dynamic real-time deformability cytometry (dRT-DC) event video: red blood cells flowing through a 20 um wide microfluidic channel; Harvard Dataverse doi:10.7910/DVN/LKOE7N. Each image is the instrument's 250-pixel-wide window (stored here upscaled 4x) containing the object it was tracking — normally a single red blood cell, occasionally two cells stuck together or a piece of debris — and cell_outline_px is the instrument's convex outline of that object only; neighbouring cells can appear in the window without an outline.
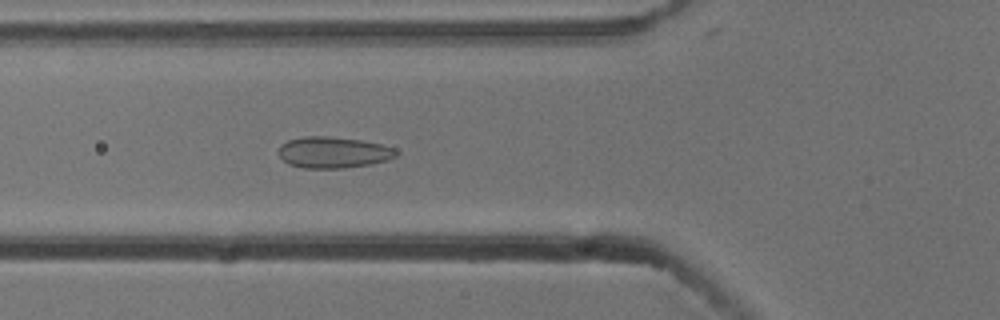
{"species": "common noctule bat (a hibernating species)", "species_latin": "Nyctalus noctula", "temperature_condition": "cold", "stored_images_in_passage": 52, "camera_frame_rate_fps": 3000, "um_per_image_px": 0.085, "animal": {"sex": "male", "body_mass_g": 13.3}, "frame": {"image": 1, "passage_image": 17, "time_ms": 5.333, "image_size_px": [1000, 320], "cell_outline_px": [[396, 156], [388, 160], [372, 164], [344, 168], [304, 168], [288, 164], [280, 156], [280, 144], [288, 140], [304, 136], [328, 136], [360, 140], [380, 144], [396, 148]], "centroid_in_image_um": [28.34, 12.95], "position_along_channel_um": 97.5, "area_um2": 21.39}}
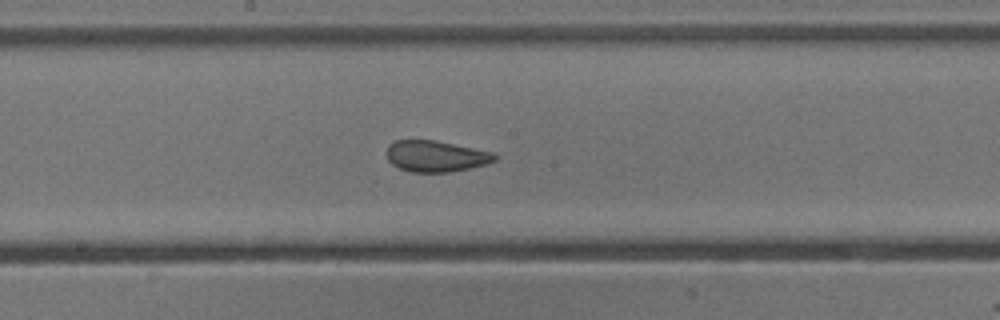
{"frame": {"image": 2, "passage_image": 26, "time_ms": 8.333, "image_size_px": [1000, 320], "cell_outline_px": [[496, 160], [488, 164], [452, 172], [412, 172], [400, 168], [392, 164], [388, 160], [384, 152], [388, 144], [396, 140], [436, 140], [492, 152], [496, 156]], "centroid_in_image_um": [37.01, 13.27], "position_along_channel_um": 211.2, "area_um2": 19.83}}
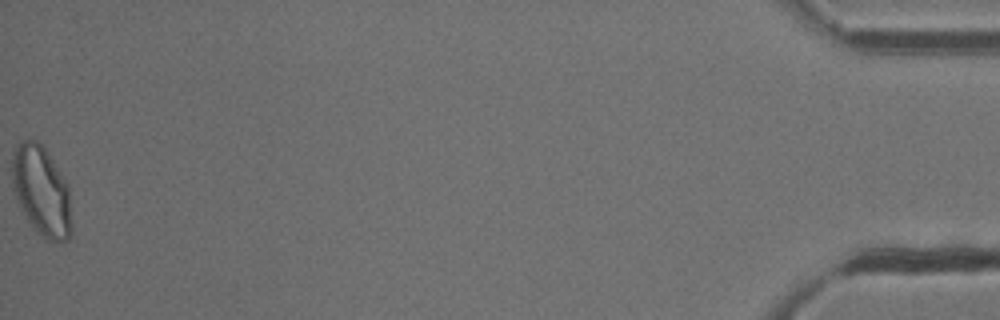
{"frame": {"image": 3, "passage_image": 52, "time_ms": 17.0, "image_size_px": [1000, 320], "cell_outline_px": [[72, 236], [68, 240], [60, 244], [44, 240], [32, 228], [24, 216], [20, 208], [12, 184], [12, 156], [16, 144], [20, 140], [36, 140], [44, 148], [68, 184], [72, 224]], "centroid_in_image_um": [3.54, 16.32], "position_along_channel_um": 431.7, "area_um2": 31.79}, "authors_computed_cell_mechanics": {"area_um2": 22.9466, "velocity_mm_per_s": 3.7643, "shape_relaxation_time_tau1_ms": null, "shape_relaxation_time_tau2_ms": 1.1705, "deformation_change_tau1": null, "deformation_change_tau2": 0.0718}}